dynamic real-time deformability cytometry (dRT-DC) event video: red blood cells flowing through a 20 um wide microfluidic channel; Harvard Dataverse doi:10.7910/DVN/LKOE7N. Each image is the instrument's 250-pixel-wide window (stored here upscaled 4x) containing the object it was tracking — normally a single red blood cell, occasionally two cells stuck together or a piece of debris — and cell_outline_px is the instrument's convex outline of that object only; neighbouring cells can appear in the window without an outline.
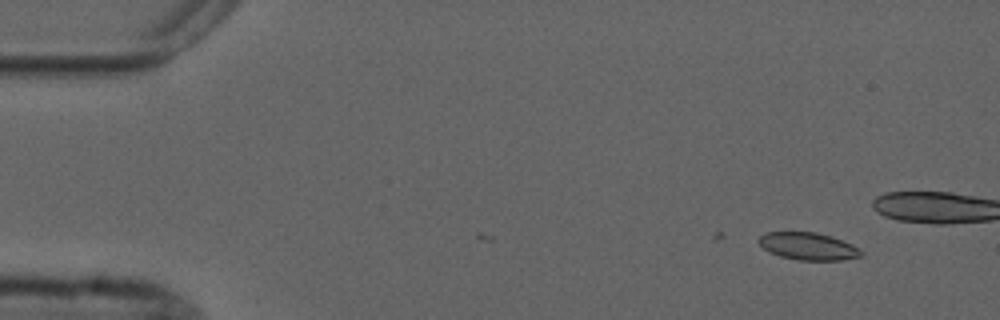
{"species": "common noctule bat (a hibernating species)", "species_latin": "Nyctalus noctula", "temperature_condition": "cold", "stored_images_in_passage": 6, "camera_frame_rate_fps": 3000, "um_per_image_px": 0.085, "animal": {"sex": "male", "forearm_length_mm": 52.5}, "frame": {"image": 1, "passage_image": 2, "time_ms": 1.333, "image_size_px": [1000, 320], "cell_outline_px": [[864, 256], [840, 260], [800, 260], [780, 256], [764, 248], [756, 240], [764, 232], [816, 232], [832, 236], [852, 244], [860, 248], [864, 252]], "centroid_in_image_um": [68.74, 20.92], "position_along_channel_um": 16.3, "area_um2": 16.42}}